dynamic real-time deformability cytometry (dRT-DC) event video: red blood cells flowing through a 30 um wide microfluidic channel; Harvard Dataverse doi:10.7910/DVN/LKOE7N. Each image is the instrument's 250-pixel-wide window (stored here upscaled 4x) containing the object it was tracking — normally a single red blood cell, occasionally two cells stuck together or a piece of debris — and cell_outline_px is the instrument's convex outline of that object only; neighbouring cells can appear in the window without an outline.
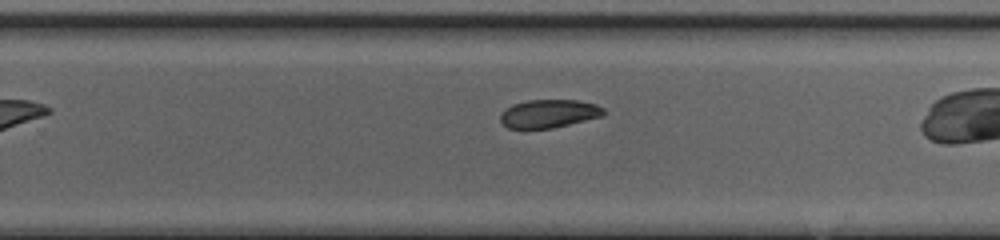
{"species": "common noctule bat (a hibernating species)", "species_latin": "Nyctalus noctula", "temperature_condition": "cold", "stored_images_in_passage": 22, "camera_frame_rate_fps": 3000, "um_per_image_px": 0.085, "animal": {"sex": "female", "body_mass_g": 20.0, "forearm_length_mm": 54.0}, "frame": {"image": 1, "passage_image": 14, "time_ms": 4.333, "image_size_px": [1000, 240], "cell_outline_px": [[604, 116], [552, 128], [508, 128], [500, 120], [500, 112], [512, 104], [528, 100], [576, 100], [596, 104], [604, 108]], "centroid_in_image_um": [46.65, 9.65], "position_along_channel_um": 283.1, "area_um2": 16.99}}
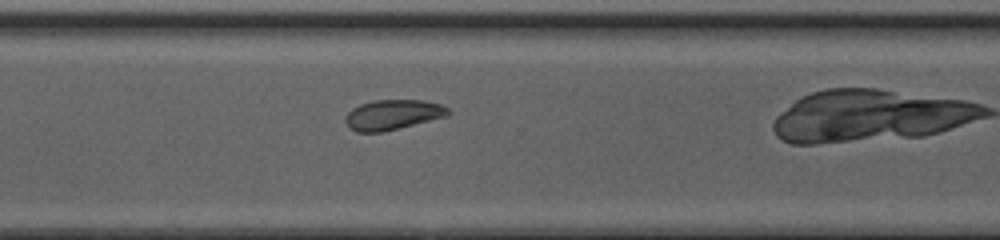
{"frame": {"image": 2, "passage_image": 18, "time_ms": 5.667, "image_size_px": [1000, 240], "cell_outline_px": [[452, 112], [448, 116], [380, 132], [356, 132], [348, 128], [344, 120], [344, 116], [352, 108], [360, 104], [376, 100], [424, 100], [440, 104], [448, 108]], "centroid_in_image_um": [33.36, 9.75], "position_along_channel_um": 337.2, "area_um2": 18.03}}